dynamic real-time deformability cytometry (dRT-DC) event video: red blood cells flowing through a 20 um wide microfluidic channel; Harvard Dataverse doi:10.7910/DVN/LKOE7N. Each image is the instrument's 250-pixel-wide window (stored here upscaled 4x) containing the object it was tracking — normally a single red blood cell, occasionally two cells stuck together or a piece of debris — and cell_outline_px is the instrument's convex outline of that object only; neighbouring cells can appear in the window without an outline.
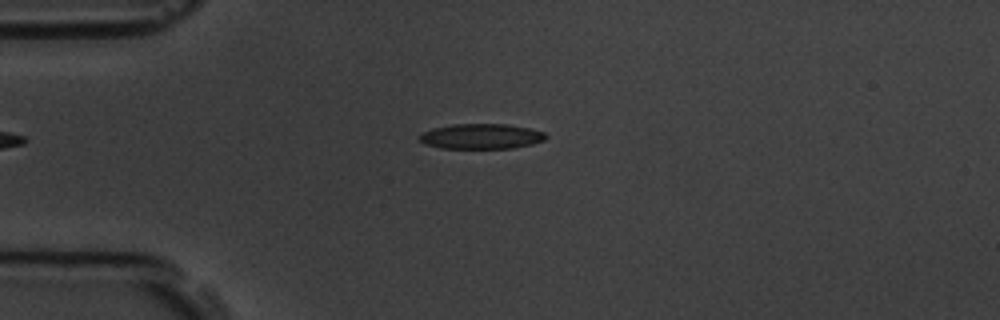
{"species": "common noctule bat (a hibernating species)", "species_latin": "Nyctalus noctula", "temperature_condition": "room temperature", "stored_images_in_passage": 6, "camera_frame_rate_fps": 3000, "um_per_image_px": 0.085, "animal": {"sex": "male", "body_mass_g": 19.5, "forearm_length_mm": 54.6}, "frame": {"image": 1, "passage_image": 1, "time_ms": 0.0, "image_size_px": [1000, 320], "cell_outline_px": [[548, 136], [544, 140], [532, 144], [512, 148], [440, 148], [424, 144], [416, 136], [432, 128], [452, 124], [508, 124], [528, 128], [544, 132]], "centroid_in_image_um": [40.88, 11.59], "position_along_channel_um": 44.1, "area_um2": 18.61}}
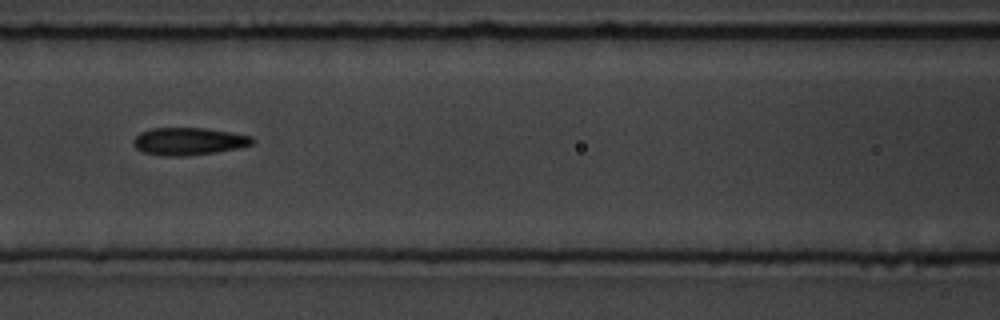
{"frame": {"image": 2, "passage_image": 4, "time_ms": 3.333, "image_size_px": [1000, 320], "cell_outline_px": [[256, 140], [252, 144], [240, 148], [216, 152], [184, 156], [168, 156], [144, 152], [136, 148], [132, 144], [132, 140], [140, 132], [152, 128], [204, 128], [232, 132], [252, 136]], "centroid_in_image_um": [16.06, 12.0], "position_along_channel_um": 150.5, "area_um2": 19.13}}
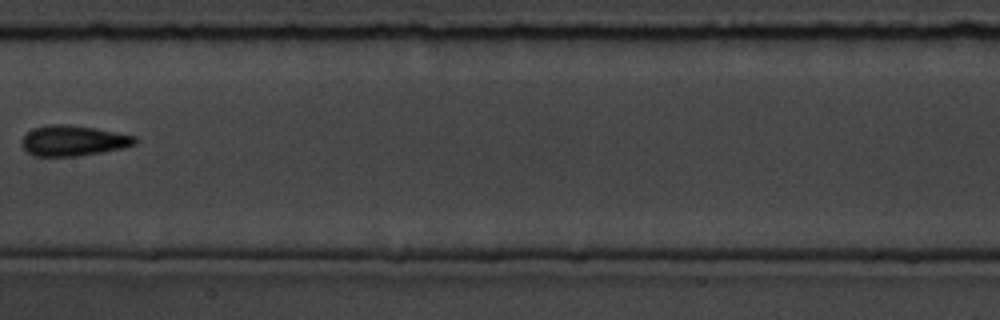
{"frame": {"image": 3, "passage_image": 5, "time_ms": 4.667, "image_size_px": [1000, 320], "cell_outline_px": [[136, 144], [120, 148], [100, 152], [76, 156], [32, 156], [20, 144], [20, 140], [32, 128], [48, 124], [68, 124], [92, 128], [136, 136]], "centroid_in_image_um": [6.16, 11.95], "position_along_channel_um": 201.2, "area_um2": 19.94}}